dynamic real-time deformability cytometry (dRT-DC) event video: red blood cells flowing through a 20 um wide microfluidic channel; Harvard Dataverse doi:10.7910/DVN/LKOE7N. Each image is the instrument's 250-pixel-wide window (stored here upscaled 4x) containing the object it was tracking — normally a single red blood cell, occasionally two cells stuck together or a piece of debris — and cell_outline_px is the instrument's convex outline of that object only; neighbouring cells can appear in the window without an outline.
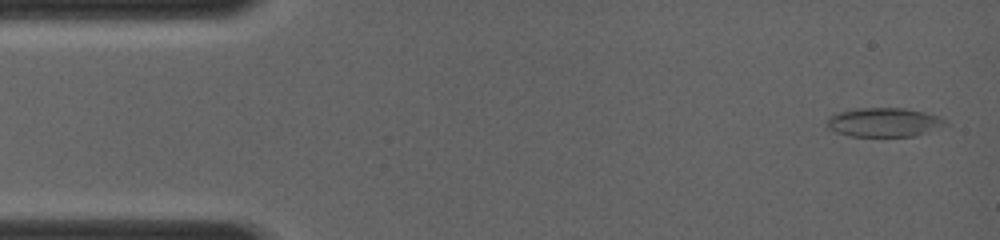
{"species": "common noctule bat (a hibernating species)", "species_latin": "Nyctalus noctula", "temperature_condition": "room temperature", "stored_images_in_passage": 52, "camera_frame_rate_fps": 4000, "um_per_image_px": 0.085, "animal": {"sex": "female", "body_mass_g": 19.0, "forearm_length_mm": 56.7}, "frame": {"image": 1, "passage_image": 1, "time_ms": 0.0, "image_size_px": [1000, 240], "cell_outline_px": [[948, 124], [916, 136], [848, 136], [836, 132], [828, 128], [824, 120], [828, 116], [836, 112], [856, 108], [904, 108], [924, 112], [940, 116]], "centroid_in_image_um": [75.07, 10.39], "position_along_channel_um": 9.9, "area_um2": 20.23}}
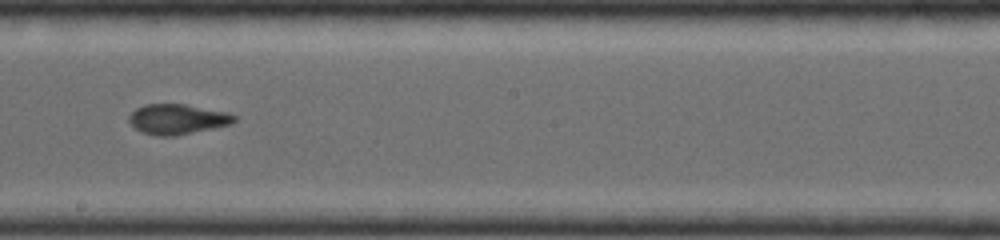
{"frame": {"image": 2, "passage_image": 28, "time_ms": 7.0, "image_size_px": [1000, 240], "cell_outline_px": [[236, 120], [232, 124], [176, 136], [156, 136], [140, 132], [128, 120], [128, 116], [136, 108], [144, 104], [184, 104], [228, 112], [236, 116]], "centroid_in_image_um": [15.08, 10.13], "position_along_channel_um": 233.1, "area_um2": 18.61}}
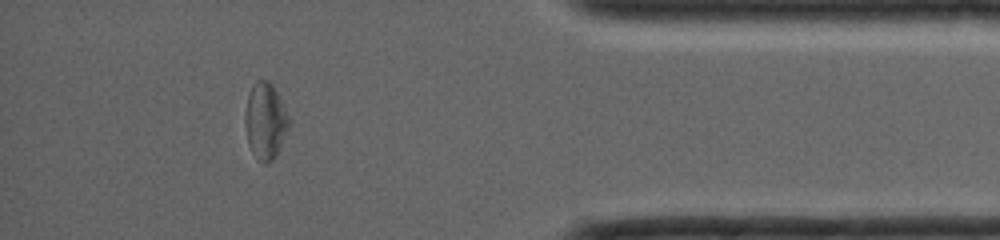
{"frame": {"image": 3, "passage_image": 46, "time_ms": 11.25, "image_size_px": [1000, 240], "cell_outline_px": [[292, 124], [272, 160], [264, 164], [252, 152], [248, 144], [244, 120], [244, 116], [248, 96], [252, 84], [256, 80], [268, 80], [272, 84], [280, 96], [292, 120]], "centroid_in_image_um": [22.58, 10.24], "position_along_channel_um": 412.6, "area_um2": 19.77}}